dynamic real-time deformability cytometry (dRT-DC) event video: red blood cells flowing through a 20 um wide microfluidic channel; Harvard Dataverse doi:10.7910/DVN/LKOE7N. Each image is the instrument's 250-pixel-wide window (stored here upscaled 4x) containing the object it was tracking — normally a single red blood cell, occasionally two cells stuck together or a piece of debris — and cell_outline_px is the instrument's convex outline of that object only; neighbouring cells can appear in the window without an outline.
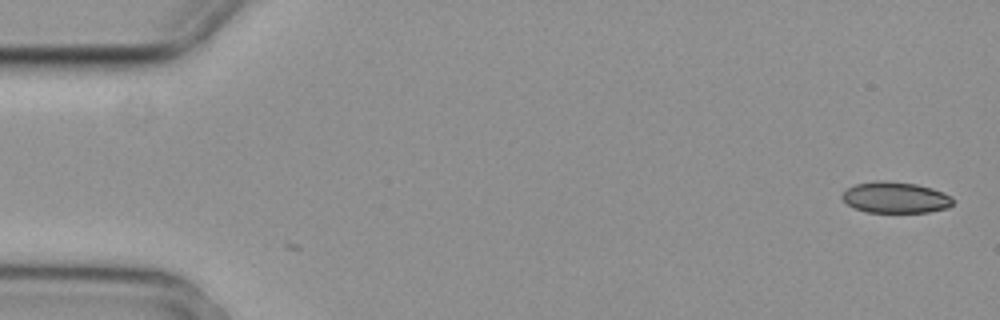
{"species": "common noctule bat (a hibernating species)", "species_latin": "Nyctalus noctula", "temperature_condition": "cold", "stored_images_in_passage": 5, "camera_frame_rate_fps": 3000, "um_per_image_px": 0.085, "animal": {"sex": "female", "body_mass_g": 29.2, "forearm_length_mm": 56.3}, "frame": {"image": 1, "passage_image": 1, "time_ms": 0.0, "image_size_px": [1000, 320], "cell_outline_px": [[952, 204], [948, 208], [928, 212], [868, 212], [856, 208], [848, 204], [840, 196], [848, 188], [856, 184], [876, 180], [884, 180], [916, 184], [932, 188], [944, 192], [952, 196]], "centroid_in_image_um": [76.13, 16.78], "position_along_channel_um": 8.9, "area_um2": 20.06}}
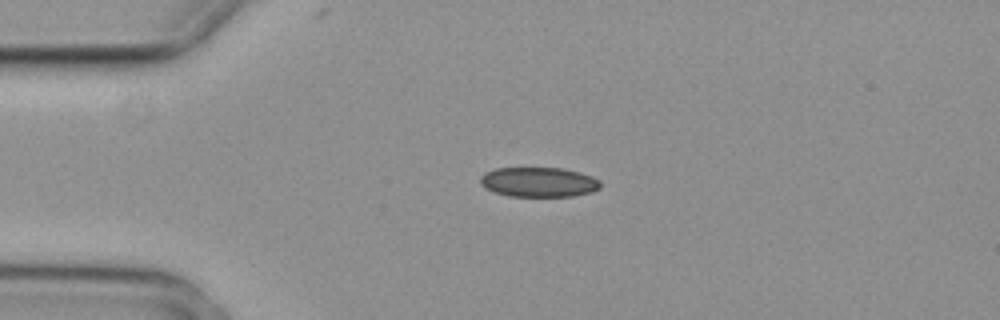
{"frame": {"image": 2, "passage_image": 4, "time_ms": 1.0, "image_size_px": [1000, 320], "cell_outline_px": [[600, 188], [592, 192], [572, 196], [508, 196], [484, 188], [480, 184], [480, 176], [484, 172], [496, 168], [564, 168], [580, 172], [592, 176], [600, 180]], "centroid_in_image_um": [45.79, 15.47], "position_along_channel_um": 39.2, "area_um2": 20.98}}